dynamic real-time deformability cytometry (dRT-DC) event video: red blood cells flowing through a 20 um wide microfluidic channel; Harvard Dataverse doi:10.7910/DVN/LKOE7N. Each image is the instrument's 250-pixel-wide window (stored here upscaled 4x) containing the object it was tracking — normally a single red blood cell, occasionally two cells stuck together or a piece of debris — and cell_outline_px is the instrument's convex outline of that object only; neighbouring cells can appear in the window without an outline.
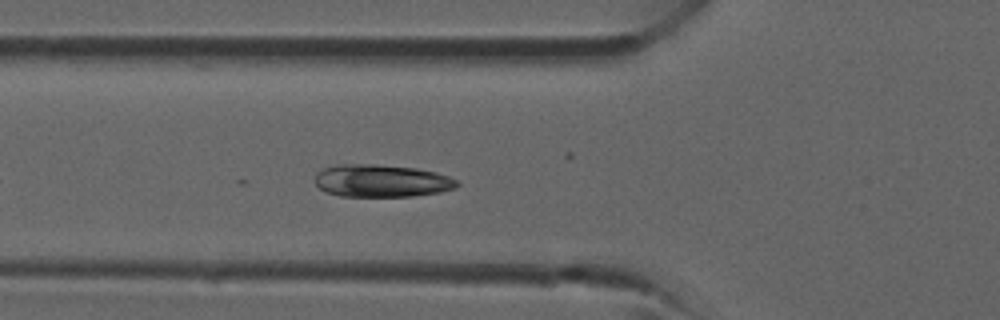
{"species": "common noctule bat (a hibernating species)", "species_latin": "Nyctalus noctula", "temperature_condition": "room temperature", "stored_images_in_passage": 23, "camera_frame_rate_fps": 3000, "um_per_image_px": 0.085, "animal": {"sex": "male", "forearm_length_mm": 52.5}, "frame": {"image": 1, "passage_image": 5, "time_ms": 1.333, "image_size_px": [1000, 320], "cell_outline_px": [[460, 184], [456, 188], [440, 192], [412, 196], [340, 196], [324, 192], [316, 184], [316, 172], [324, 168], [340, 164], [372, 164], [416, 168], [436, 172], [448, 176], [456, 180]], "centroid_in_image_um": [32.43, 15.37], "position_along_channel_um": 93.4, "area_um2": 26.93}}
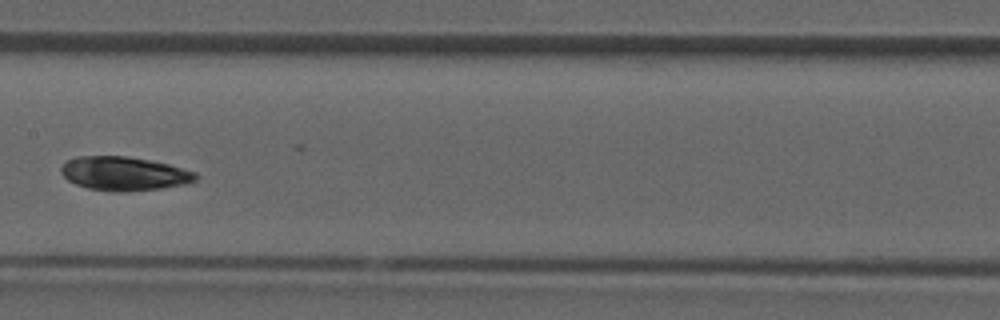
{"frame": {"image": 2, "passage_image": 11, "time_ms": 3.333, "image_size_px": [1000, 320], "cell_outline_px": [[200, 176], [196, 180], [188, 184], [164, 188], [124, 192], [112, 192], [88, 188], [76, 184], [68, 180], [60, 172], [60, 168], [64, 160], [76, 156], [128, 156], [168, 164], [196, 172]], "centroid_in_image_um": [10.55, 14.76], "position_along_channel_um": 196.9, "area_um2": 26.93}}
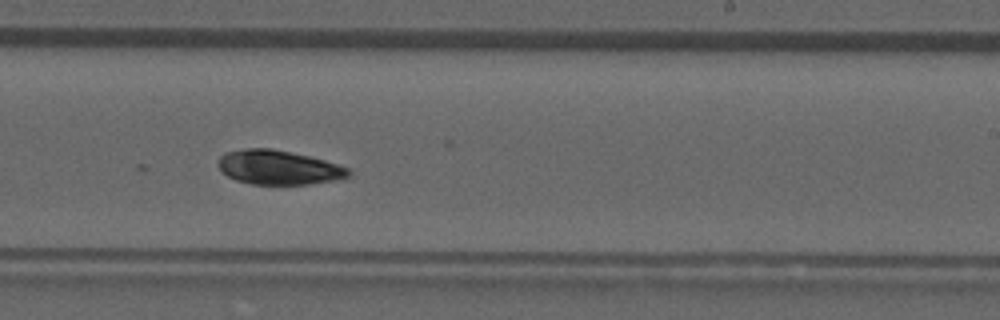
{"frame": {"image": 3, "passage_image": 15, "time_ms": 4.667, "image_size_px": [1000, 320], "cell_outline_px": [[352, 176], [336, 180], [308, 184], [252, 184], [236, 180], [228, 176], [216, 164], [220, 156], [224, 152], [244, 148], [272, 148], [308, 156], [324, 160], [348, 168], [352, 172]], "centroid_in_image_um": [23.67, 14.22], "position_along_channel_um": 265.3, "area_um2": 26.07}}